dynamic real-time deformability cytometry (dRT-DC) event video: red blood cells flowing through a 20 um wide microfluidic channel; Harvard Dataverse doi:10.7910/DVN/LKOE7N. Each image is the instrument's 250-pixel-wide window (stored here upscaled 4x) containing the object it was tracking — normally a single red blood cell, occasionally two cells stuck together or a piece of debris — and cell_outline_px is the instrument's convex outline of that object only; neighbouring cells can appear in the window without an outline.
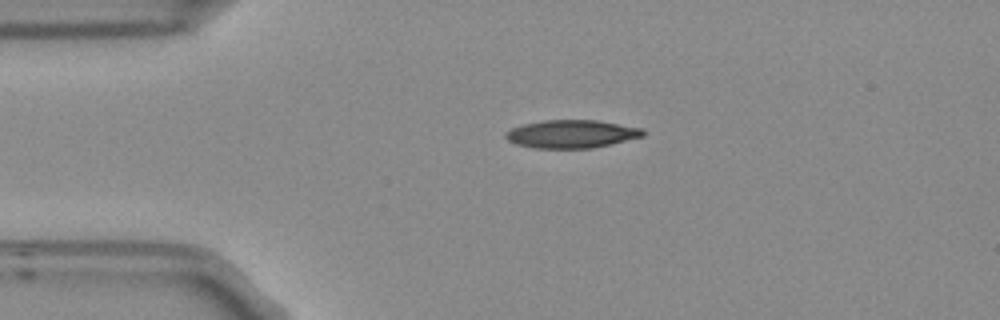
{"species": "Egyptian fruit bat (a non-hibernating species)", "species_latin": "Rousettus aegyptiacus", "temperature_condition": "room temperature", "stored_images_in_passage": 2, "camera_frame_rate_fps": 3000, "um_per_image_px": 0.085, "frame": {"image": 1, "passage_image": 1, "time_ms": 0.0, "image_size_px": [1000, 320], "cell_outline_px": [[644, 136], [592, 148], [532, 148], [516, 144], [508, 140], [504, 136], [504, 132], [512, 128], [524, 124], [544, 120], [596, 120], [644, 128]], "centroid_in_image_um": [48.56, 11.38], "position_along_channel_um": 36.4, "area_um2": 22.43}}